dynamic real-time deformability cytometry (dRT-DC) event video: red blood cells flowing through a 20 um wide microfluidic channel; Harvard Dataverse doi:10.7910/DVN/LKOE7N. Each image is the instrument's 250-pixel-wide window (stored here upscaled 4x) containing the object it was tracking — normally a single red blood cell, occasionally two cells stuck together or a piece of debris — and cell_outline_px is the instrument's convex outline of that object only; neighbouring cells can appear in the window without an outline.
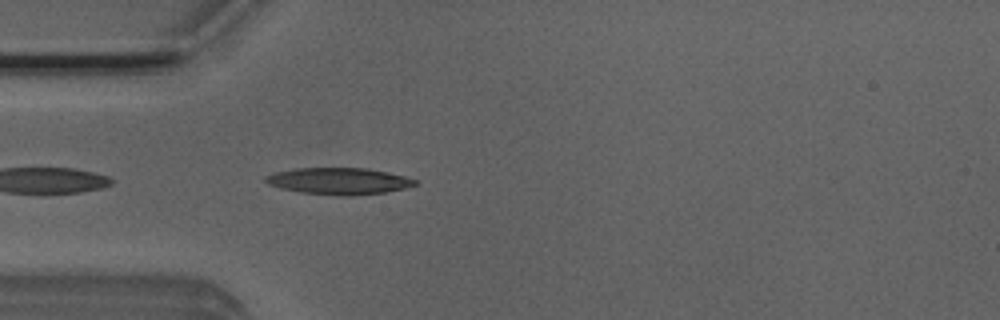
{"species": "Egyptian fruit bat (a non-hibernating species)", "species_latin": "Rousettus aegyptiacus", "temperature_condition": "room temperature", "stored_images_in_passage": 39, "camera_frame_rate_fps": 3000, "um_per_image_px": 0.085, "animal": {"sex": "male"}, "frame": {"image": 1, "passage_image": 2, "time_ms": 0.333, "image_size_px": [1000, 320], "cell_outline_px": [[416, 184], [404, 188], [384, 192], [352, 196], [340, 196], [300, 192], [280, 188], [268, 184], [264, 180], [264, 176], [276, 172], [296, 168], [364, 168], [404, 176], [416, 180]], "centroid_in_image_um": [28.74, 15.4], "position_along_channel_um": 56.3, "area_um2": 23.0}}
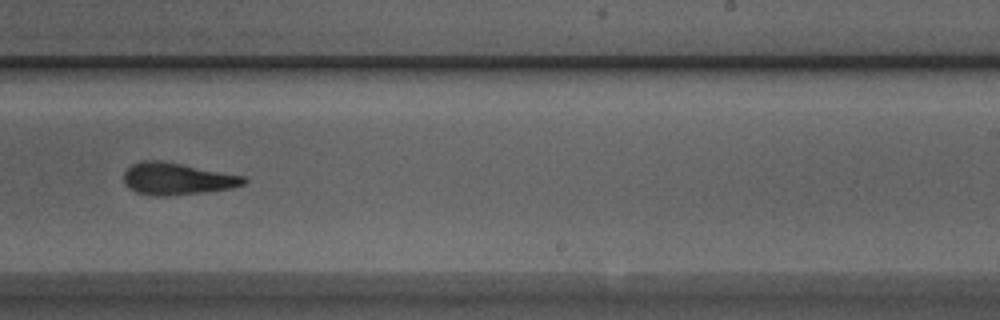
{"frame": {"image": 2, "passage_image": 19, "time_ms": 6.0, "image_size_px": [1000, 320], "cell_outline_px": [[248, 180], [244, 184], [232, 188], [204, 192], [168, 196], [156, 196], [136, 192], [128, 188], [124, 180], [124, 172], [132, 164], [140, 160], [160, 160], [244, 176]], "centroid_in_image_um": [15.03, 15.2], "position_along_channel_um": 274.0, "area_um2": 22.31}}
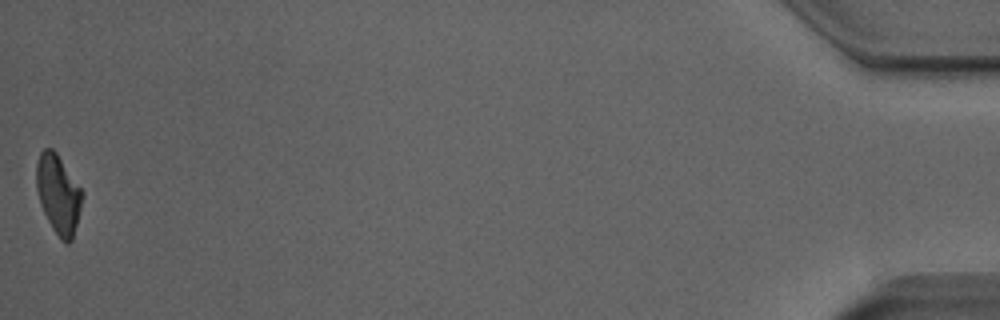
{"frame": {"image": 3, "passage_image": 39, "time_ms": 12.667, "image_size_px": [1000, 320], "cell_outline_px": [[84, 192], [72, 240], [68, 244], [64, 244], [60, 240], [52, 228], [40, 204], [36, 188], [36, 164], [40, 152], [44, 148], [52, 148], [56, 152]], "centroid_in_image_um": [4.94, 16.5], "position_along_channel_um": 430.3, "area_um2": 21.1}, "authors_computed_cell_mechanics": {"area_um2": 22.4264, "velocity_mm_per_s": 3.9105, "shape_relaxation_time_tau1_ms": 9.1374, "shape_relaxation_time_tau2_ms": 3.278, "deformation_change_tau1": 0.2515, "deformation_change_tau2": 0.1269}}